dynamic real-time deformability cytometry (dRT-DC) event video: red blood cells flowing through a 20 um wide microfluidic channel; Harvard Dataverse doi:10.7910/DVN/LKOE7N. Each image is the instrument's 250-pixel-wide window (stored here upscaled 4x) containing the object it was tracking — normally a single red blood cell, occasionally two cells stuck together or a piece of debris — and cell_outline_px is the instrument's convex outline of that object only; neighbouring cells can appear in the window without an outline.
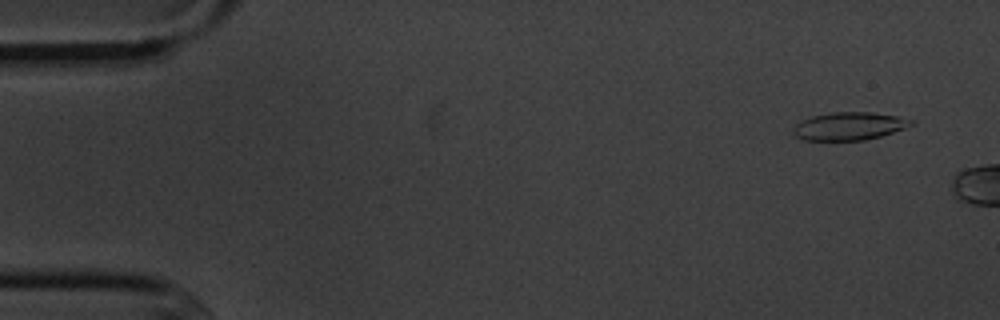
{"species": "common noctule bat (a hibernating species)", "species_latin": "Nyctalus noctula", "temperature_condition": "cold", "stored_images_in_passage": 2, "camera_frame_rate_fps": 3000, "um_per_image_px": 0.085, "animal": {"sex": "male", "body_mass_g": 20.1, "forearm_length_mm": 53.5}, "frame": {"image": 1, "passage_image": 1, "time_ms": 0.0, "image_size_px": [1000, 320], "cell_outline_px": [[916, 120], [912, 124], [904, 128], [880, 136], [864, 140], [804, 140], [796, 136], [792, 132], [792, 128], [800, 120], [812, 116], [832, 112], [872, 112], [896, 116]], "centroid_in_image_um": [72.14, 10.71], "position_along_channel_um": 12.9, "area_um2": 19.13}}